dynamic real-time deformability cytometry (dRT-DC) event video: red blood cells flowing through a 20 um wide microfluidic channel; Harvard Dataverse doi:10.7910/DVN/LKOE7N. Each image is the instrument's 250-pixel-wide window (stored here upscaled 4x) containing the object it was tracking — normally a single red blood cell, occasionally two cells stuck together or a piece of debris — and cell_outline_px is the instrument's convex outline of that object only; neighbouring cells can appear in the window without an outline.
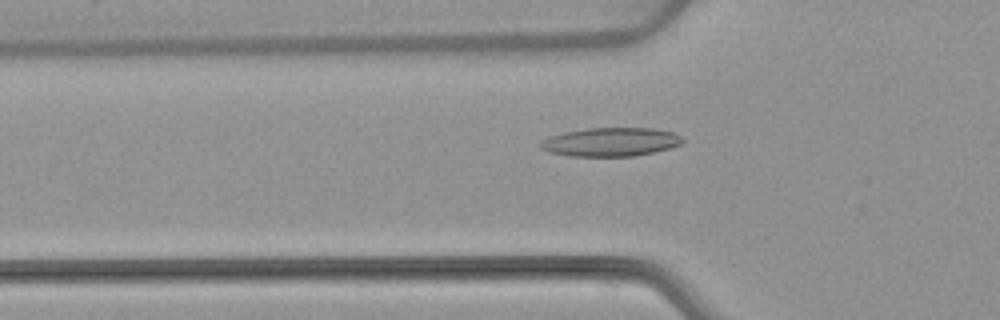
{"species": "common noctule bat (a hibernating species)", "species_latin": "Nyctalus noctula", "temperature_condition": "warm", "stored_images_in_passage": 53, "camera_frame_rate_fps": 3000, "um_per_image_px": 0.085, "animal": {"sex": "female", "body_mass_g": 22.7, "forearm_length_mm": 54.2}, "frame": {"image": 1, "passage_image": 18, "time_ms": 5.667, "image_size_px": [1000, 320], "cell_outline_px": [[684, 140], [680, 144], [668, 148], [652, 152], [632, 156], [568, 156], [548, 152], [540, 148], [540, 140], [548, 136], [564, 132], [588, 128], [652, 128], [672, 132], [680, 136]], "centroid_in_image_um": [51.84, 12.06], "position_along_channel_um": 74.0, "area_um2": 23.7}}
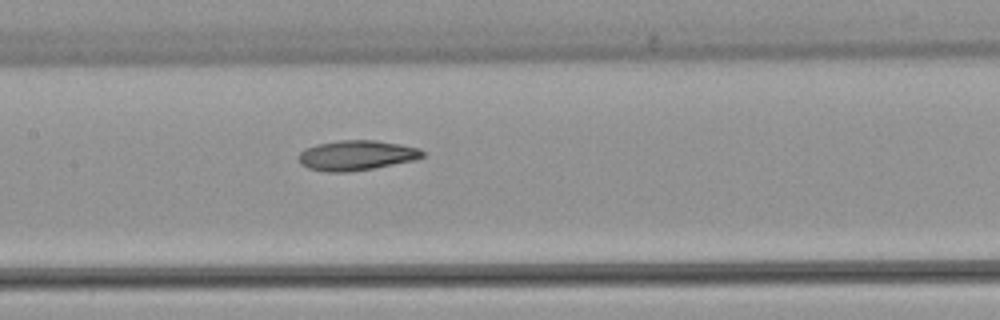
{"frame": {"image": 2, "passage_image": 26, "time_ms": 8.333, "image_size_px": [1000, 320], "cell_outline_px": [[424, 156], [416, 160], [372, 168], [348, 172], [328, 172], [308, 168], [300, 164], [296, 156], [304, 148], [316, 144], [340, 140], [376, 140], [400, 144], [420, 148], [424, 152]], "centroid_in_image_um": [30.27, 13.2], "position_along_channel_um": 177.1, "area_um2": 21.85}}
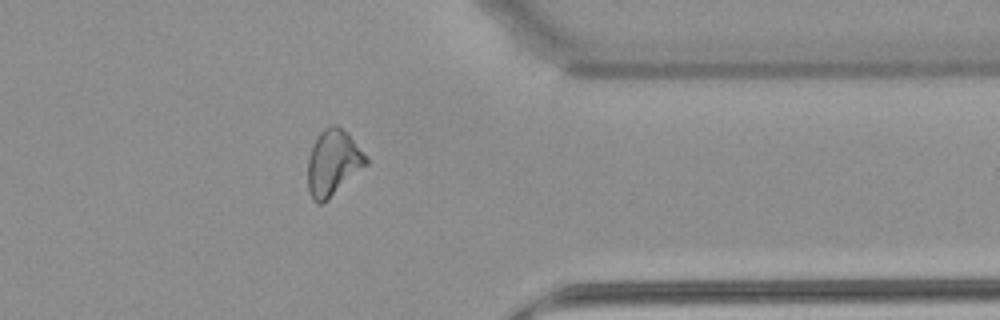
{"frame": {"image": 3, "passage_image": 43, "time_ms": 14.0, "image_size_px": [1000, 320], "cell_outline_px": [[368, 164], [328, 200], [320, 204], [316, 204], [312, 200], [308, 192], [308, 160], [316, 136], [328, 124], [336, 124], [348, 132], [368, 156]], "centroid_in_image_um": [28.33, 13.82], "position_along_channel_um": 383.1, "area_um2": 22.77}, "authors_computed_cell_mechanics": {"area_um2": 22.5998, "velocity_mm_per_s": 3.8446, "shape_relaxation_time_tau1_ms": 10.6622, "shape_relaxation_time_tau2_ms": null, "deformation_change_tau1": 0.1977, "deformation_change_tau2": null}}